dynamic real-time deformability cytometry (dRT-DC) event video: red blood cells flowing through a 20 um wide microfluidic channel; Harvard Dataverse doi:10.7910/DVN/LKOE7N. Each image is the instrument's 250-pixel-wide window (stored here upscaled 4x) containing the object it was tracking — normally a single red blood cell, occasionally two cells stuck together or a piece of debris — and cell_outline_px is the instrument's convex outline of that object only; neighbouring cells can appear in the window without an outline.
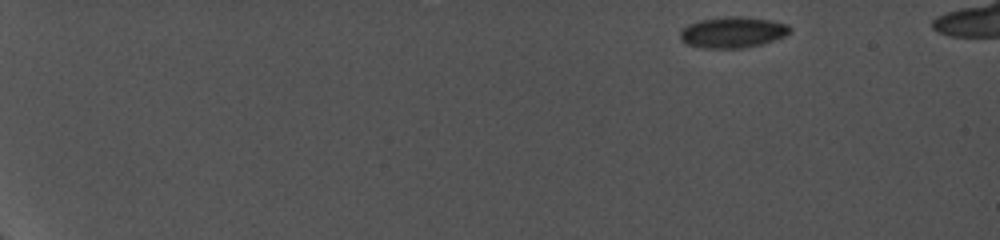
{"species": "common noctule bat (a hibernating species)", "species_latin": "Nyctalus noctula", "temperature_condition": "cold", "stored_images_in_passage": 6, "camera_frame_rate_fps": 5000, "um_per_image_px": 0.085, "animal": {"sex": "female", "body_mass_g": 19.0, "forearm_length_mm": 56.7}, "frame": {"image": 1, "passage_image": 1, "time_ms": 0.0, "image_size_px": [1000, 240], "cell_outline_px": [[792, 32], [784, 36], [760, 44], [744, 48], [704, 48], [688, 44], [680, 40], [680, 32], [688, 24], [700, 20], [724, 16], [744, 16], [772, 20], [788, 24], [792, 28]], "centroid_in_image_um": [62.3, 2.73], "position_along_channel_um": 22.7, "area_um2": 19.94}}
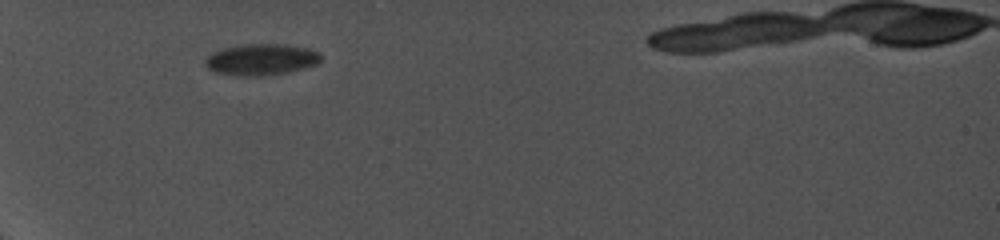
{"frame": {"image": 2, "passage_image": 5, "time_ms": 5.0, "image_size_px": [1000, 240], "cell_outline_px": [[320, 60], [316, 64], [304, 68], [288, 72], [260, 76], [244, 76], [216, 72], [208, 68], [204, 60], [212, 52], [224, 48], [244, 44], [284, 44], [308, 48], [320, 52]], "centroid_in_image_um": [22.21, 5.05], "position_along_channel_um": 62.8, "area_um2": 20.98}}